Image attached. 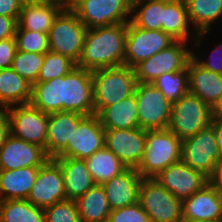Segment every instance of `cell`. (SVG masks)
Here are the masks:
<instances>
[{
	"label": "cell",
	"instance_id": "1",
	"mask_svg": "<svg viewBox=\"0 0 222 222\" xmlns=\"http://www.w3.org/2000/svg\"><path fill=\"white\" fill-rule=\"evenodd\" d=\"M30 104L46 114H95L92 71L75 67L65 76L32 85Z\"/></svg>",
	"mask_w": 222,
	"mask_h": 222
},
{
	"label": "cell",
	"instance_id": "2",
	"mask_svg": "<svg viewBox=\"0 0 222 222\" xmlns=\"http://www.w3.org/2000/svg\"><path fill=\"white\" fill-rule=\"evenodd\" d=\"M126 39L127 23L88 29L77 67L95 71L123 66Z\"/></svg>",
	"mask_w": 222,
	"mask_h": 222
},
{
	"label": "cell",
	"instance_id": "3",
	"mask_svg": "<svg viewBox=\"0 0 222 222\" xmlns=\"http://www.w3.org/2000/svg\"><path fill=\"white\" fill-rule=\"evenodd\" d=\"M92 80L96 115L133 95L137 86L134 68L125 65L92 71Z\"/></svg>",
	"mask_w": 222,
	"mask_h": 222
},
{
	"label": "cell",
	"instance_id": "4",
	"mask_svg": "<svg viewBox=\"0 0 222 222\" xmlns=\"http://www.w3.org/2000/svg\"><path fill=\"white\" fill-rule=\"evenodd\" d=\"M182 141L169 129L147 130L146 148L137 172L154 178L170 165L181 161Z\"/></svg>",
	"mask_w": 222,
	"mask_h": 222
},
{
	"label": "cell",
	"instance_id": "5",
	"mask_svg": "<svg viewBox=\"0 0 222 222\" xmlns=\"http://www.w3.org/2000/svg\"><path fill=\"white\" fill-rule=\"evenodd\" d=\"M212 118L213 109L196 95L188 92L172 103L167 129L183 141L208 127Z\"/></svg>",
	"mask_w": 222,
	"mask_h": 222
},
{
	"label": "cell",
	"instance_id": "6",
	"mask_svg": "<svg viewBox=\"0 0 222 222\" xmlns=\"http://www.w3.org/2000/svg\"><path fill=\"white\" fill-rule=\"evenodd\" d=\"M87 30L72 10L63 9L48 33L49 50L64 55L77 64Z\"/></svg>",
	"mask_w": 222,
	"mask_h": 222
},
{
	"label": "cell",
	"instance_id": "7",
	"mask_svg": "<svg viewBox=\"0 0 222 222\" xmlns=\"http://www.w3.org/2000/svg\"><path fill=\"white\" fill-rule=\"evenodd\" d=\"M141 207L151 222H181L182 201L154 178H143L139 188Z\"/></svg>",
	"mask_w": 222,
	"mask_h": 222
},
{
	"label": "cell",
	"instance_id": "8",
	"mask_svg": "<svg viewBox=\"0 0 222 222\" xmlns=\"http://www.w3.org/2000/svg\"><path fill=\"white\" fill-rule=\"evenodd\" d=\"M187 43L176 40L169 47L136 65L134 71L137 83H152L164 73L186 69L192 58V51Z\"/></svg>",
	"mask_w": 222,
	"mask_h": 222
},
{
	"label": "cell",
	"instance_id": "9",
	"mask_svg": "<svg viewBox=\"0 0 222 222\" xmlns=\"http://www.w3.org/2000/svg\"><path fill=\"white\" fill-rule=\"evenodd\" d=\"M132 5L133 0H82L72 11L87 29H92L129 22Z\"/></svg>",
	"mask_w": 222,
	"mask_h": 222
},
{
	"label": "cell",
	"instance_id": "10",
	"mask_svg": "<svg viewBox=\"0 0 222 222\" xmlns=\"http://www.w3.org/2000/svg\"><path fill=\"white\" fill-rule=\"evenodd\" d=\"M221 158L211 125L182 141L181 160L189 167L201 171L209 179L213 176Z\"/></svg>",
	"mask_w": 222,
	"mask_h": 222
},
{
	"label": "cell",
	"instance_id": "11",
	"mask_svg": "<svg viewBox=\"0 0 222 222\" xmlns=\"http://www.w3.org/2000/svg\"><path fill=\"white\" fill-rule=\"evenodd\" d=\"M135 97L139 127L143 130L167 129L171 106L161 91L152 83H137Z\"/></svg>",
	"mask_w": 222,
	"mask_h": 222
},
{
	"label": "cell",
	"instance_id": "12",
	"mask_svg": "<svg viewBox=\"0 0 222 222\" xmlns=\"http://www.w3.org/2000/svg\"><path fill=\"white\" fill-rule=\"evenodd\" d=\"M5 109L10 121L11 135L42 147L46 153L48 114L30 103Z\"/></svg>",
	"mask_w": 222,
	"mask_h": 222
},
{
	"label": "cell",
	"instance_id": "13",
	"mask_svg": "<svg viewBox=\"0 0 222 222\" xmlns=\"http://www.w3.org/2000/svg\"><path fill=\"white\" fill-rule=\"evenodd\" d=\"M176 40L162 30H148L127 22V39L124 65L134 68L157 52L172 45Z\"/></svg>",
	"mask_w": 222,
	"mask_h": 222
},
{
	"label": "cell",
	"instance_id": "14",
	"mask_svg": "<svg viewBox=\"0 0 222 222\" xmlns=\"http://www.w3.org/2000/svg\"><path fill=\"white\" fill-rule=\"evenodd\" d=\"M66 199L61 167L53 158H49L39 167L38 175L27 200L33 205L45 209Z\"/></svg>",
	"mask_w": 222,
	"mask_h": 222
},
{
	"label": "cell",
	"instance_id": "15",
	"mask_svg": "<svg viewBox=\"0 0 222 222\" xmlns=\"http://www.w3.org/2000/svg\"><path fill=\"white\" fill-rule=\"evenodd\" d=\"M105 129L96 114L85 116L78 124L72 140L56 157L85 159L105 144Z\"/></svg>",
	"mask_w": 222,
	"mask_h": 222
},
{
	"label": "cell",
	"instance_id": "16",
	"mask_svg": "<svg viewBox=\"0 0 222 222\" xmlns=\"http://www.w3.org/2000/svg\"><path fill=\"white\" fill-rule=\"evenodd\" d=\"M105 147L111 150L128 168H137L146 148V130L105 129Z\"/></svg>",
	"mask_w": 222,
	"mask_h": 222
},
{
	"label": "cell",
	"instance_id": "17",
	"mask_svg": "<svg viewBox=\"0 0 222 222\" xmlns=\"http://www.w3.org/2000/svg\"><path fill=\"white\" fill-rule=\"evenodd\" d=\"M154 179L181 201L210 182L201 171L189 167L182 160L161 171Z\"/></svg>",
	"mask_w": 222,
	"mask_h": 222
},
{
	"label": "cell",
	"instance_id": "18",
	"mask_svg": "<svg viewBox=\"0 0 222 222\" xmlns=\"http://www.w3.org/2000/svg\"><path fill=\"white\" fill-rule=\"evenodd\" d=\"M182 219L187 222H222V193L209 182L182 201Z\"/></svg>",
	"mask_w": 222,
	"mask_h": 222
},
{
	"label": "cell",
	"instance_id": "19",
	"mask_svg": "<svg viewBox=\"0 0 222 222\" xmlns=\"http://www.w3.org/2000/svg\"><path fill=\"white\" fill-rule=\"evenodd\" d=\"M48 159L49 157L42 147L12 135L6 139L0 148V170L40 167Z\"/></svg>",
	"mask_w": 222,
	"mask_h": 222
},
{
	"label": "cell",
	"instance_id": "20",
	"mask_svg": "<svg viewBox=\"0 0 222 222\" xmlns=\"http://www.w3.org/2000/svg\"><path fill=\"white\" fill-rule=\"evenodd\" d=\"M84 117L69 111L48 114L46 155L49 158H55L67 146Z\"/></svg>",
	"mask_w": 222,
	"mask_h": 222
},
{
	"label": "cell",
	"instance_id": "21",
	"mask_svg": "<svg viewBox=\"0 0 222 222\" xmlns=\"http://www.w3.org/2000/svg\"><path fill=\"white\" fill-rule=\"evenodd\" d=\"M141 175L135 168H127L102 186L111 210L136 204L139 201Z\"/></svg>",
	"mask_w": 222,
	"mask_h": 222
},
{
	"label": "cell",
	"instance_id": "22",
	"mask_svg": "<svg viewBox=\"0 0 222 222\" xmlns=\"http://www.w3.org/2000/svg\"><path fill=\"white\" fill-rule=\"evenodd\" d=\"M189 92L196 95L212 109L222 97V74L211 72L199 65L193 57L188 63Z\"/></svg>",
	"mask_w": 222,
	"mask_h": 222
},
{
	"label": "cell",
	"instance_id": "23",
	"mask_svg": "<svg viewBox=\"0 0 222 222\" xmlns=\"http://www.w3.org/2000/svg\"><path fill=\"white\" fill-rule=\"evenodd\" d=\"M191 27L197 33L192 42L200 47L205 35L212 29V24L222 18V0H184Z\"/></svg>",
	"mask_w": 222,
	"mask_h": 222
},
{
	"label": "cell",
	"instance_id": "24",
	"mask_svg": "<svg viewBox=\"0 0 222 222\" xmlns=\"http://www.w3.org/2000/svg\"><path fill=\"white\" fill-rule=\"evenodd\" d=\"M61 167L66 198L75 201L95 185L84 159L53 158Z\"/></svg>",
	"mask_w": 222,
	"mask_h": 222
},
{
	"label": "cell",
	"instance_id": "25",
	"mask_svg": "<svg viewBox=\"0 0 222 222\" xmlns=\"http://www.w3.org/2000/svg\"><path fill=\"white\" fill-rule=\"evenodd\" d=\"M63 9L60 0H46L37 5L23 7L17 20V30L48 34L55 18Z\"/></svg>",
	"mask_w": 222,
	"mask_h": 222
},
{
	"label": "cell",
	"instance_id": "26",
	"mask_svg": "<svg viewBox=\"0 0 222 222\" xmlns=\"http://www.w3.org/2000/svg\"><path fill=\"white\" fill-rule=\"evenodd\" d=\"M38 172L39 167L0 170V201L27 199Z\"/></svg>",
	"mask_w": 222,
	"mask_h": 222
},
{
	"label": "cell",
	"instance_id": "27",
	"mask_svg": "<svg viewBox=\"0 0 222 222\" xmlns=\"http://www.w3.org/2000/svg\"><path fill=\"white\" fill-rule=\"evenodd\" d=\"M104 129H133L139 127L138 109L135 94L97 114Z\"/></svg>",
	"mask_w": 222,
	"mask_h": 222
},
{
	"label": "cell",
	"instance_id": "28",
	"mask_svg": "<svg viewBox=\"0 0 222 222\" xmlns=\"http://www.w3.org/2000/svg\"><path fill=\"white\" fill-rule=\"evenodd\" d=\"M32 84L16 73L12 67L0 70V109L29 104Z\"/></svg>",
	"mask_w": 222,
	"mask_h": 222
},
{
	"label": "cell",
	"instance_id": "29",
	"mask_svg": "<svg viewBox=\"0 0 222 222\" xmlns=\"http://www.w3.org/2000/svg\"><path fill=\"white\" fill-rule=\"evenodd\" d=\"M190 26L191 25L188 19L187 9L184 0L164 2V33L170 34L175 40L186 42L189 41L191 43L193 41H191L190 39H195L197 33L195 32V30H191Z\"/></svg>",
	"mask_w": 222,
	"mask_h": 222
},
{
	"label": "cell",
	"instance_id": "30",
	"mask_svg": "<svg viewBox=\"0 0 222 222\" xmlns=\"http://www.w3.org/2000/svg\"><path fill=\"white\" fill-rule=\"evenodd\" d=\"M82 222H108L111 209L102 185H94L75 200Z\"/></svg>",
	"mask_w": 222,
	"mask_h": 222
},
{
	"label": "cell",
	"instance_id": "31",
	"mask_svg": "<svg viewBox=\"0 0 222 222\" xmlns=\"http://www.w3.org/2000/svg\"><path fill=\"white\" fill-rule=\"evenodd\" d=\"M96 185H103L128 167L105 146L84 159Z\"/></svg>",
	"mask_w": 222,
	"mask_h": 222
},
{
	"label": "cell",
	"instance_id": "32",
	"mask_svg": "<svg viewBox=\"0 0 222 222\" xmlns=\"http://www.w3.org/2000/svg\"><path fill=\"white\" fill-rule=\"evenodd\" d=\"M131 13L136 27L163 31L164 1L133 0Z\"/></svg>",
	"mask_w": 222,
	"mask_h": 222
},
{
	"label": "cell",
	"instance_id": "33",
	"mask_svg": "<svg viewBox=\"0 0 222 222\" xmlns=\"http://www.w3.org/2000/svg\"><path fill=\"white\" fill-rule=\"evenodd\" d=\"M0 222H45L44 209L27 199L0 201Z\"/></svg>",
	"mask_w": 222,
	"mask_h": 222
},
{
	"label": "cell",
	"instance_id": "34",
	"mask_svg": "<svg viewBox=\"0 0 222 222\" xmlns=\"http://www.w3.org/2000/svg\"><path fill=\"white\" fill-rule=\"evenodd\" d=\"M152 84L170 103H174L189 92L188 66L177 72L164 73L153 80Z\"/></svg>",
	"mask_w": 222,
	"mask_h": 222
},
{
	"label": "cell",
	"instance_id": "35",
	"mask_svg": "<svg viewBox=\"0 0 222 222\" xmlns=\"http://www.w3.org/2000/svg\"><path fill=\"white\" fill-rule=\"evenodd\" d=\"M75 67H77L76 63L70 58L49 50L45 53L43 64L36 82H46L54 78L65 76Z\"/></svg>",
	"mask_w": 222,
	"mask_h": 222
},
{
	"label": "cell",
	"instance_id": "36",
	"mask_svg": "<svg viewBox=\"0 0 222 222\" xmlns=\"http://www.w3.org/2000/svg\"><path fill=\"white\" fill-rule=\"evenodd\" d=\"M45 54L16 51L12 68L32 85L39 76Z\"/></svg>",
	"mask_w": 222,
	"mask_h": 222
},
{
	"label": "cell",
	"instance_id": "37",
	"mask_svg": "<svg viewBox=\"0 0 222 222\" xmlns=\"http://www.w3.org/2000/svg\"><path fill=\"white\" fill-rule=\"evenodd\" d=\"M15 39L18 51L40 54L49 51L48 34L31 30H16Z\"/></svg>",
	"mask_w": 222,
	"mask_h": 222
},
{
	"label": "cell",
	"instance_id": "38",
	"mask_svg": "<svg viewBox=\"0 0 222 222\" xmlns=\"http://www.w3.org/2000/svg\"><path fill=\"white\" fill-rule=\"evenodd\" d=\"M45 222H82L75 201L66 199L44 209Z\"/></svg>",
	"mask_w": 222,
	"mask_h": 222
},
{
	"label": "cell",
	"instance_id": "39",
	"mask_svg": "<svg viewBox=\"0 0 222 222\" xmlns=\"http://www.w3.org/2000/svg\"><path fill=\"white\" fill-rule=\"evenodd\" d=\"M108 222H151L140 203L111 210Z\"/></svg>",
	"mask_w": 222,
	"mask_h": 222
},
{
	"label": "cell",
	"instance_id": "40",
	"mask_svg": "<svg viewBox=\"0 0 222 222\" xmlns=\"http://www.w3.org/2000/svg\"><path fill=\"white\" fill-rule=\"evenodd\" d=\"M212 50L213 51L211 52L209 60H201V58H198L194 54V51H192V57L199 65H201L205 69L210 70L211 72L222 74V43H219L217 47Z\"/></svg>",
	"mask_w": 222,
	"mask_h": 222
},
{
	"label": "cell",
	"instance_id": "41",
	"mask_svg": "<svg viewBox=\"0 0 222 222\" xmlns=\"http://www.w3.org/2000/svg\"><path fill=\"white\" fill-rule=\"evenodd\" d=\"M16 51L15 38L0 40V70L12 67Z\"/></svg>",
	"mask_w": 222,
	"mask_h": 222
},
{
	"label": "cell",
	"instance_id": "42",
	"mask_svg": "<svg viewBox=\"0 0 222 222\" xmlns=\"http://www.w3.org/2000/svg\"><path fill=\"white\" fill-rule=\"evenodd\" d=\"M18 18L0 16V40L15 38Z\"/></svg>",
	"mask_w": 222,
	"mask_h": 222
},
{
	"label": "cell",
	"instance_id": "43",
	"mask_svg": "<svg viewBox=\"0 0 222 222\" xmlns=\"http://www.w3.org/2000/svg\"><path fill=\"white\" fill-rule=\"evenodd\" d=\"M21 10L17 0H0V16L18 18Z\"/></svg>",
	"mask_w": 222,
	"mask_h": 222
},
{
	"label": "cell",
	"instance_id": "44",
	"mask_svg": "<svg viewBox=\"0 0 222 222\" xmlns=\"http://www.w3.org/2000/svg\"><path fill=\"white\" fill-rule=\"evenodd\" d=\"M11 135L10 121L6 109H0V148Z\"/></svg>",
	"mask_w": 222,
	"mask_h": 222
},
{
	"label": "cell",
	"instance_id": "45",
	"mask_svg": "<svg viewBox=\"0 0 222 222\" xmlns=\"http://www.w3.org/2000/svg\"><path fill=\"white\" fill-rule=\"evenodd\" d=\"M216 136V142L222 156V116H213L211 124Z\"/></svg>",
	"mask_w": 222,
	"mask_h": 222
},
{
	"label": "cell",
	"instance_id": "46",
	"mask_svg": "<svg viewBox=\"0 0 222 222\" xmlns=\"http://www.w3.org/2000/svg\"><path fill=\"white\" fill-rule=\"evenodd\" d=\"M210 183L222 193V158L218 162Z\"/></svg>",
	"mask_w": 222,
	"mask_h": 222
},
{
	"label": "cell",
	"instance_id": "47",
	"mask_svg": "<svg viewBox=\"0 0 222 222\" xmlns=\"http://www.w3.org/2000/svg\"><path fill=\"white\" fill-rule=\"evenodd\" d=\"M82 0H60L63 8L66 10H72Z\"/></svg>",
	"mask_w": 222,
	"mask_h": 222
},
{
	"label": "cell",
	"instance_id": "48",
	"mask_svg": "<svg viewBox=\"0 0 222 222\" xmlns=\"http://www.w3.org/2000/svg\"><path fill=\"white\" fill-rule=\"evenodd\" d=\"M46 0H17L19 3L20 7H27V6H32V5H37L40 3L45 2Z\"/></svg>",
	"mask_w": 222,
	"mask_h": 222
},
{
	"label": "cell",
	"instance_id": "49",
	"mask_svg": "<svg viewBox=\"0 0 222 222\" xmlns=\"http://www.w3.org/2000/svg\"><path fill=\"white\" fill-rule=\"evenodd\" d=\"M213 116H222V97L220 99V102L213 109Z\"/></svg>",
	"mask_w": 222,
	"mask_h": 222
},
{
	"label": "cell",
	"instance_id": "50",
	"mask_svg": "<svg viewBox=\"0 0 222 222\" xmlns=\"http://www.w3.org/2000/svg\"><path fill=\"white\" fill-rule=\"evenodd\" d=\"M151 1H164V2H171V1H175V0H151Z\"/></svg>",
	"mask_w": 222,
	"mask_h": 222
}]
</instances>
